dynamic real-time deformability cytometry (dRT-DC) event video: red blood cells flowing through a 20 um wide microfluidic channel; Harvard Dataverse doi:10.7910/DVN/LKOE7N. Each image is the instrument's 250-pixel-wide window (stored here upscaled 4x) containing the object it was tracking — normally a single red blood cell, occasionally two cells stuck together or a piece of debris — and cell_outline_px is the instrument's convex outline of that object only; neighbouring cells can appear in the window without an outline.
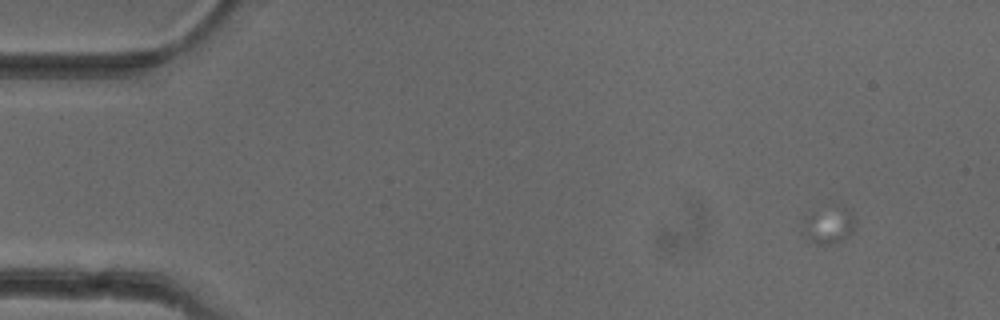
{"species": "common noctule bat (a hibernating species)", "species_latin": "Nyctalus noctula", "temperature_condition": "cold", "stored_images_in_passage": 1, "camera_frame_rate_fps": 3000, "um_per_image_px": 0.085, "animal": {"sex": "female"}, "frame": {"image": 1, "passage_image": 1, "time_ms": 0.0, "image_size_px": [1000, 320], "cell_outline_px": [[856, 224], [852, 232], [844, 240], [828, 244], [816, 244], [808, 240], [800, 232], [804, 216], [840, 208], [852, 208], [856, 220]], "centroid_in_image_um": [70.45, 19.21], "position_along_channel_um": 14.5, "area_um2": 11.16}}